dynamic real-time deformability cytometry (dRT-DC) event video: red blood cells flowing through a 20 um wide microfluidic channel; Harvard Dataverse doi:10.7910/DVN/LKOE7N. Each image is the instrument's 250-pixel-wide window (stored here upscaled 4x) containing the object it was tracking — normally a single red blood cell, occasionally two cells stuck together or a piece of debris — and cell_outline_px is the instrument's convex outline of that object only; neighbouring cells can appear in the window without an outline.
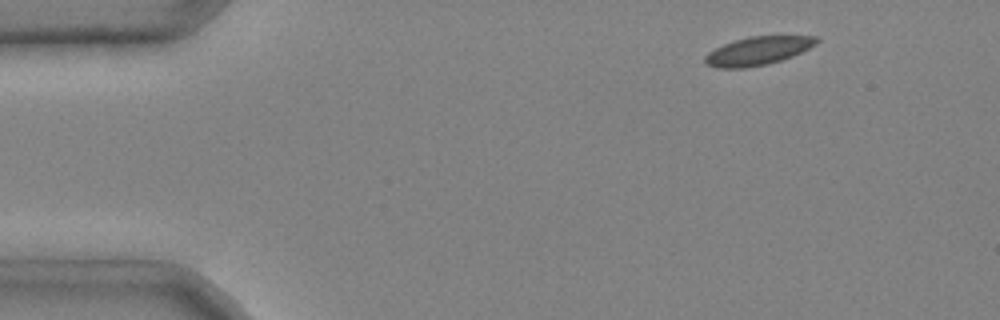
{"species": "common noctule bat (a hibernating species)", "species_latin": "Nyctalus noctula", "temperature_condition": "cold", "stored_images_in_passage": 5, "camera_frame_rate_fps": 3000, "um_per_image_px": 0.085, "animal": {"sex": "male", "body_mass_g": 20.4}, "frame": {"image": 1, "passage_image": 1, "time_ms": 0.0, "image_size_px": [1000, 320], "cell_outline_px": [[820, 40], [816, 44], [792, 56], [768, 64], [744, 68], [716, 68], [704, 64], [704, 56], [708, 52], [724, 44], [748, 36], [816, 36]], "centroid_in_image_um": [64.38, 4.33], "position_along_channel_um": 20.6, "area_um2": 18.38}}